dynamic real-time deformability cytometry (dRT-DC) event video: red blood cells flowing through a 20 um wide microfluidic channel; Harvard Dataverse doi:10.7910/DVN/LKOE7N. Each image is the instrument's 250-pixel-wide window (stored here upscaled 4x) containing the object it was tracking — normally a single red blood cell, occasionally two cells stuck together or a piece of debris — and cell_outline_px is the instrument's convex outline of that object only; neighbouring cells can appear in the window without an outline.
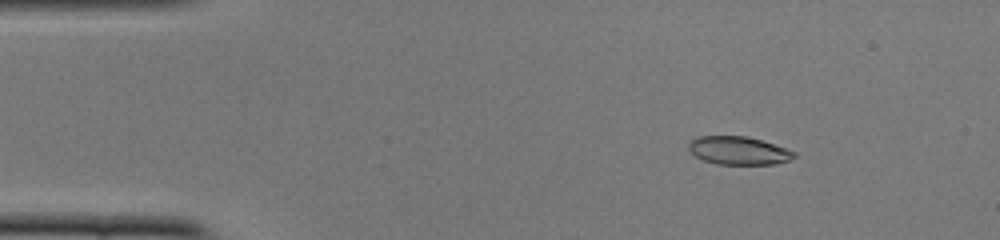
{"species": "common noctule bat (a hibernating species)", "species_latin": "Nyctalus noctula", "temperature_condition": "cold", "stored_images_in_passage": 51, "camera_frame_rate_fps": 3000, "um_per_image_px": 0.085, "animal": {"sex": "female", "body_mass_g": 22.0, "forearm_length_mm": 56.7}, "frame": {"image": 1, "passage_image": 7, "time_ms": 2.0, "image_size_px": [1000, 240], "cell_outline_px": [[796, 156], [788, 160], [776, 164], [716, 164], [704, 160], [696, 156], [688, 148], [688, 144], [696, 136], [748, 136], [796, 152]], "centroid_in_image_um": [62.76, 12.8], "position_along_channel_um": 22.2, "area_um2": 17.11}}
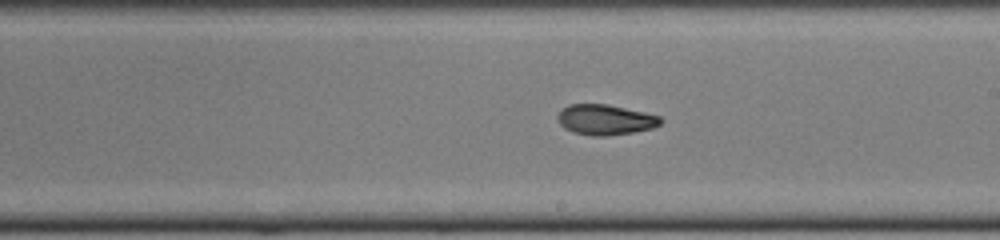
{"frame": {"image": 2, "passage_image": 29, "time_ms": 9.333, "image_size_px": [1000, 240], "cell_outline_px": [[664, 120], [660, 124], [652, 128], [632, 132], [608, 136], [592, 136], [572, 132], [564, 128], [560, 124], [556, 116], [568, 104], [608, 104], [644, 112], [660, 116]], "centroid_in_image_um": [51.45, 10.18], "position_along_channel_um": 237.6, "area_um2": 18.26}}
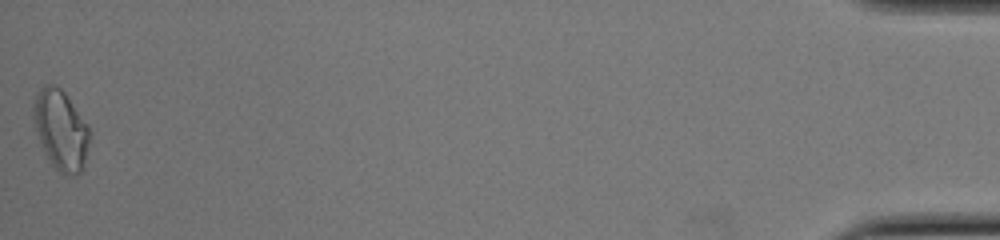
{"frame": {"image": 3, "passage_image": 51, "time_ms": 16.667, "image_size_px": [1000, 240], "cell_outline_px": [[92, 132], [84, 168], [76, 176], [64, 176], [48, 160], [44, 152], [32, 116], [32, 108], [36, 92], [44, 84], [56, 84], [64, 92], [88, 124]], "centroid_in_image_um": [5.2, 11.05], "position_along_channel_um": 430.0, "area_um2": 26.65}, "authors_computed_cell_mechanics": {"area_um2": 18.496, "velocity_mm_per_s": 3.9388, "shape_relaxation_time_tau1_ms": 5.5303, "shape_relaxation_time_tau2_ms": 1.5318, "deformation_change_tau1": 0.1885, "deformation_change_tau2": 0.0694}}